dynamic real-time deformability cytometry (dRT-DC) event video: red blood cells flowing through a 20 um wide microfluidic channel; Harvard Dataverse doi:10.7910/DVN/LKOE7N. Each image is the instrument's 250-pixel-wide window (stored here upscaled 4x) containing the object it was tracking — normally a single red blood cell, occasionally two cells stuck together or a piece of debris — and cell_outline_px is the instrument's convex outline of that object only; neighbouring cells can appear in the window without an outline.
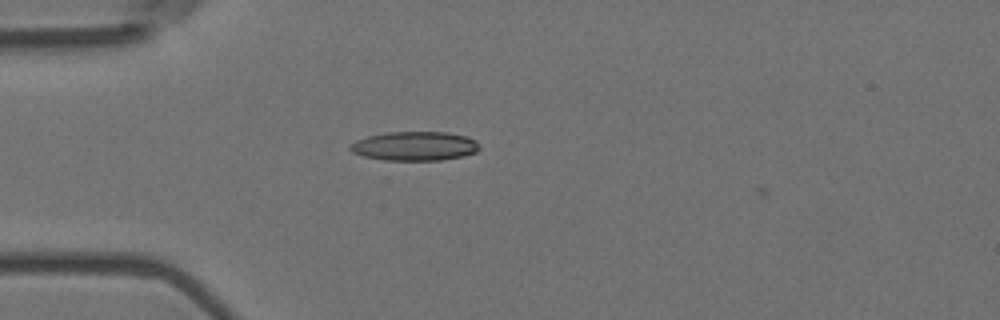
{"species": "Egyptian fruit bat (a non-hibernating species)", "species_latin": "Rousettus aegyptiacus", "temperature_condition": "room temperature", "stored_images_in_passage": 5, "camera_frame_rate_fps": 3000, "um_per_image_px": 0.085, "animal": {"sex": "female"}, "frame": {"image": 1, "passage_image": 4, "time_ms": 1.0, "image_size_px": [1000, 320], "cell_outline_px": [[480, 148], [476, 152], [464, 156], [440, 160], [384, 160], [364, 156], [352, 152], [348, 148], [348, 144], [356, 140], [368, 136], [388, 132], [448, 132], [464, 136], [476, 140]], "centroid_in_image_um": [35.23, 12.41], "position_along_channel_um": 49.8, "area_um2": 21.96}}